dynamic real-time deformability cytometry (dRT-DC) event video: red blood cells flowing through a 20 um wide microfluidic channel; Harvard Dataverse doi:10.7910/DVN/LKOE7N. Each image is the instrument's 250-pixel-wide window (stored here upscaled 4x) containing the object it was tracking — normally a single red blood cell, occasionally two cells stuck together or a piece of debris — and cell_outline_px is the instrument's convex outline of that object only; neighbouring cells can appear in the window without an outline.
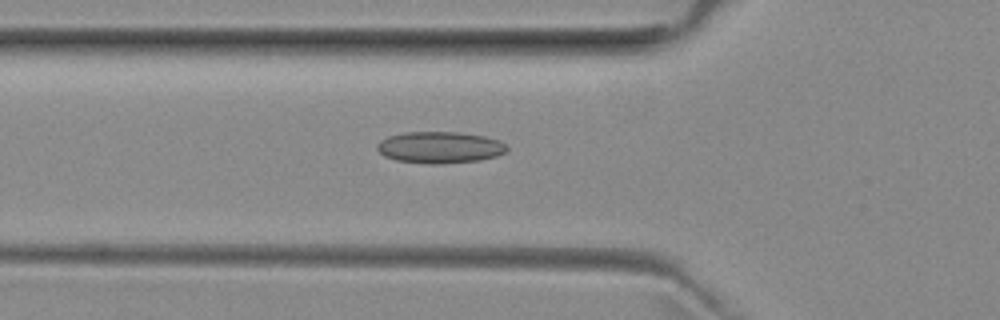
{"species": "common noctule bat (a hibernating species)", "species_latin": "Nyctalus noctula", "temperature_condition": "room temperature", "stored_images_in_passage": 38, "camera_frame_rate_fps": 3000, "um_per_image_px": 0.085, "animal": {"sex": "female", "body_mass_g": 29.2, "forearm_length_mm": 56.3}, "frame": {"image": 1, "passage_image": 4, "time_ms": 1.0, "image_size_px": [1000, 320], "cell_outline_px": [[508, 148], [504, 152], [496, 156], [480, 160], [440, 164], [428, 164], [396, 160], [384, 156], [376, 148], [376, 144], [380, 140], [388, 136], [408, 132], [456, 132], [484, 136], [500, 140]], "centroid_in_image_um": [37.36, 12.53], "position_along_channel_um": 88.4, "area_um2": 23.87}}
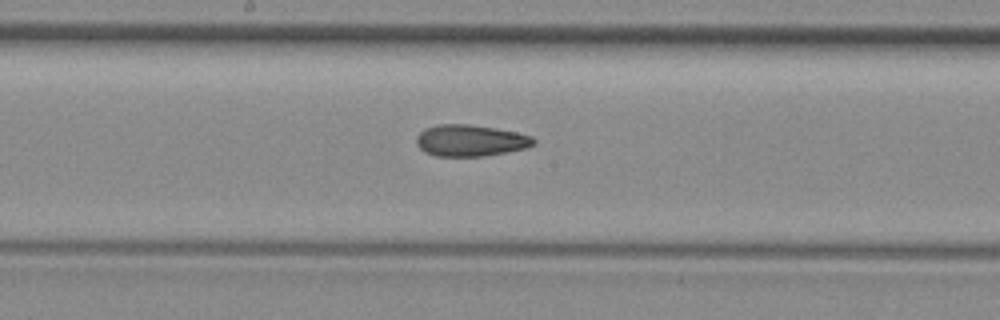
{"frame": {"image": 2, "passage_image": 13, "time_ms": 4.0, "image_size_px": [1000, 320], "cell_outline_px": [[536, 144], [524, 148], [484, 156], [436, 156], [424, 152], [416, 144], [416, 136], [420, 132], [436, 124], [468, 124], [496, 128], [516, 132], [532, 136], [536, 140]], "centroid_in_image_um": [39.97, 11.94], "position_along_channel_um": 208.2, "area_um2": 21.5}}
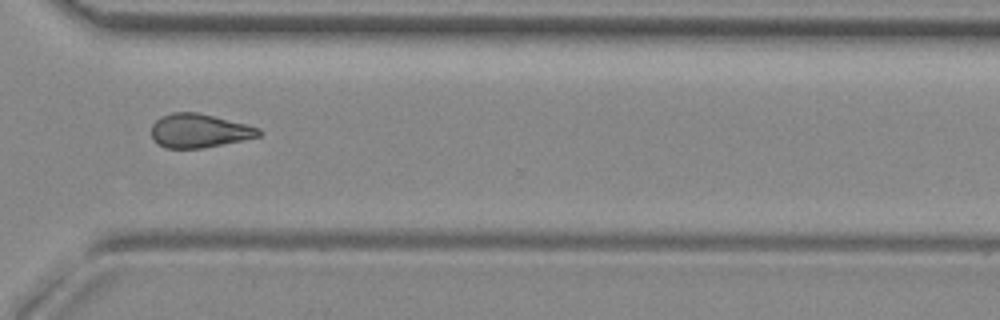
{"frame": {"image": 3, "passage_image": 24, "time_ms": 7.667, "image_size_px": [1000, 320], "cell_outline_px": [[260, 136], [244, 140], [200, 148], [164, 148], [156, 144], [152, 136], [152, 124], [160, 116], [172, 112], [196, 112], [260, 128]], "centroid_in_image_um": [16.88, 11.12], "position_along_channel_um": 353.7, "area_um2": 20.98}, "authors_computed_cell_mechanics": {"area_um2": 21.1837, "velocity_mm_per_s": 3.9692, "shape_relaxation_time_tau1_ms": null, "shape_relaxation_time_tau2_ms": 5.1013, "deformation_change_tau1": null, "deformation_change_tau2": 0.1442}}